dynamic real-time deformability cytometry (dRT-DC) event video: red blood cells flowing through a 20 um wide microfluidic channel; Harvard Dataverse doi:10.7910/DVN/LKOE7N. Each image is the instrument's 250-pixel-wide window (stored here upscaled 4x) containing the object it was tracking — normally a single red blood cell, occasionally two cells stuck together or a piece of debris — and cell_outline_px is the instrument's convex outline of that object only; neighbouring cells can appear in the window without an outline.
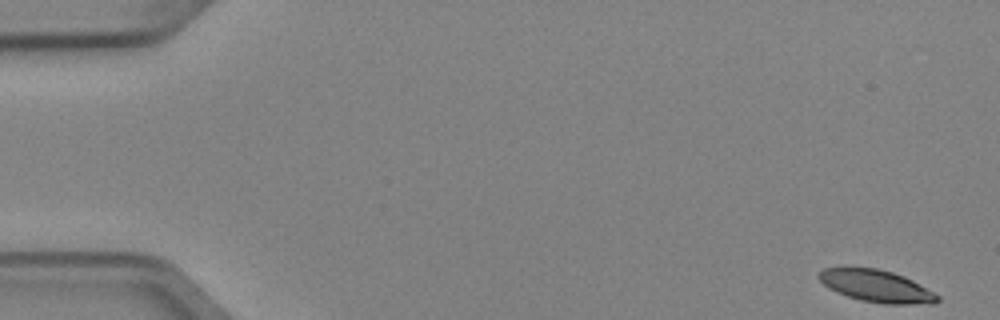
{"species": "Egyptian fruit bat (a non-hibernating species)", "species_latin": "Rousettus aegyptiacus", "temperature_condition": "cold", "stored_images_in_passage": 4, "camera_frame_rate_fps": 3000, "um_per_image_px": 0.085, "animal": {"sex": "female"}, "frame": {"image": 1, "passage_image": 1, "time_ms": 0.0, "image_size_px": [1000, 320], "cell_outline_px": [[940, 300], [936, 304], [884, 304], [860, 300], [836, 292], [828, 288], [816, 276], [824, 268], [876, 268], [892, 272], [904, 276], [912, 280], [940, 296]], "centroid_in_image_um": [74.52, 24.33], "position_along_channel_um": 10.5, "area_um2": 22.14}}
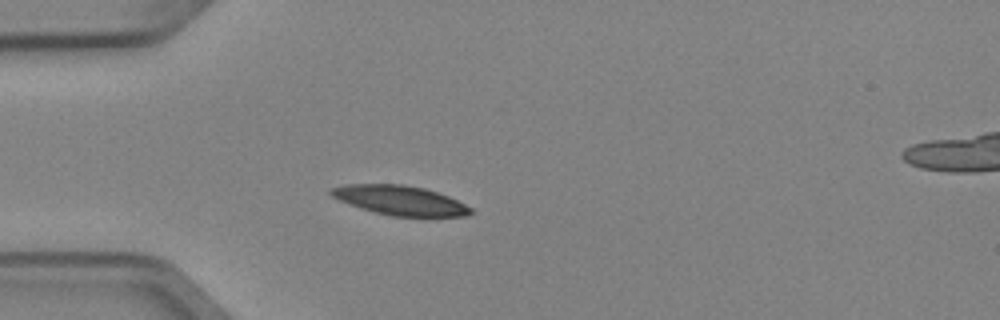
{"frame": {"image": 2, "passage_image": 4, "time_ms": 1.0, "image_size_px": [1000, 320], "cell_outline_px": [[472, 212], [464, 216], [392, 216], [360, 208], [348, 204], [332, 196], [328, 192], [328, 188], [344, 184], [404, 184], [424, 188], [448, 196], [472, 208]], "centroid_in_image_um": [33.94, 17.01], "position_along_channel_um": 51.1, "area_um2": 23.87}}